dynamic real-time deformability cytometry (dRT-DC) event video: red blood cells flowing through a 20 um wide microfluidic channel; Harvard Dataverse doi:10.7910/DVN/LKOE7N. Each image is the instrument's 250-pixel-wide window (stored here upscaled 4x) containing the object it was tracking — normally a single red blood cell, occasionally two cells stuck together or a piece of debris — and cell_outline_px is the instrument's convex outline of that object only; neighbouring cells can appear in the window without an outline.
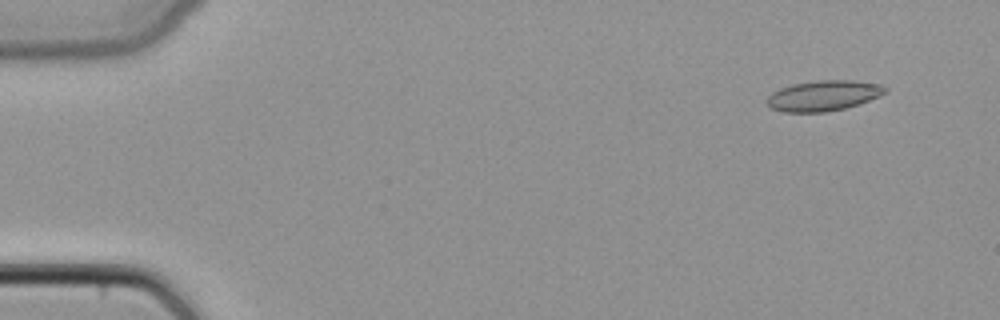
{"species": "common noctule bat (a hibernating species)", "species_latin": "Nyctalus noctula", "temperature_condition": "cold", "stored_images_in_passage": 48, "camera_frame_rate_fps": 3000, "um_per_image_px": 0.085, "animal": {"sex": "female", "body_mass_g": 22.7, "forearm_length_mm": 54.2}, "frame": {"image": 1, "passage_image": 4, "time_ms": 1.0, "image_size_px": [1000, 320], "cell_outline_px": [[888, 88], [880, 96], [844, 108], [824, 112], [784, 112], [772, 108], [764, 100], [772, 92], [780, 88], [792, 84], [816, 80], [852, 80], [880, 84]], "centroid_in_image_um": [69.95, 8.12], "position_along_channel_um": 15.0, "area_um2": 20.87}}
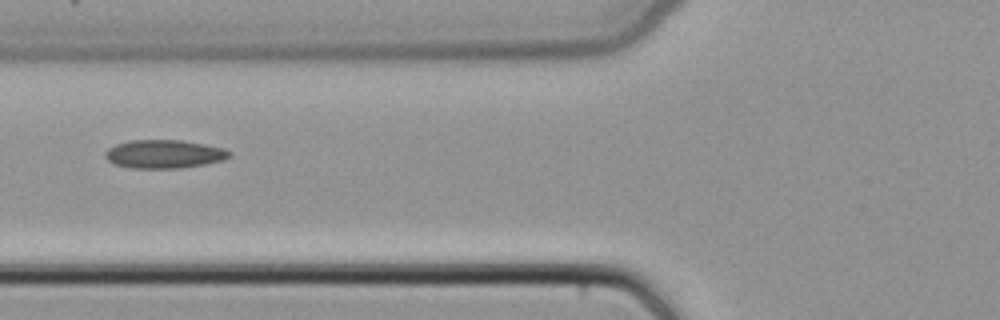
{"frame": {"image": 2, "passage_image": 19, "time_ms": 6.0, "image_size_px": [1000, 320], "cell_outline_px": [[232, 156], [224, 160], [204, 164], [180, 168], [132, 168], [112, 164], [104, 156], [104, 152], [108, 148], [116, 144], [128, 140], [180, 140], [204, 144], [224, 148], [232, 152]], "centroid_in_image_um": [13.94, 13.09], "position_along_channel_um": 111.9, "area_um2": 20.75}}
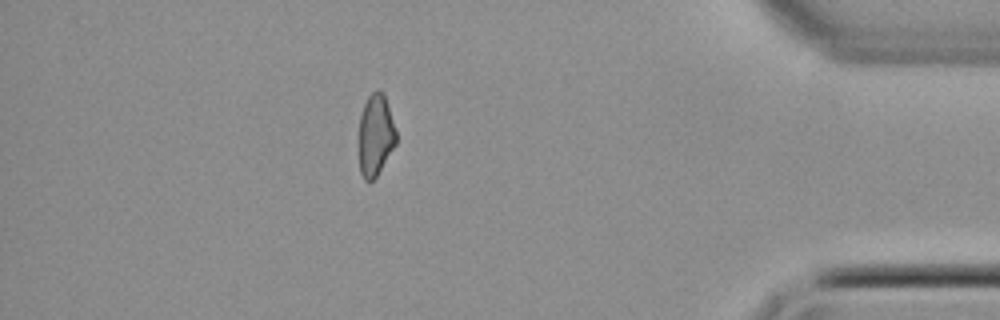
{"frame": {"image": 3, "passage_image": 42, "time_ms": 13.667, "image_size_px": [1000, 320], "cell_outline_px": [[396, 144], [376, 176], [372, 180], [364, 180], [360, 172], [360, 116], [364, 104], [368, 96], [372, 92], [380, 88], [384, 92], [396, 132]], "centroid_in_image_um": [31.93, 11.44], "position_along_channel_um": 403.3, "area_um2": 17.46}}